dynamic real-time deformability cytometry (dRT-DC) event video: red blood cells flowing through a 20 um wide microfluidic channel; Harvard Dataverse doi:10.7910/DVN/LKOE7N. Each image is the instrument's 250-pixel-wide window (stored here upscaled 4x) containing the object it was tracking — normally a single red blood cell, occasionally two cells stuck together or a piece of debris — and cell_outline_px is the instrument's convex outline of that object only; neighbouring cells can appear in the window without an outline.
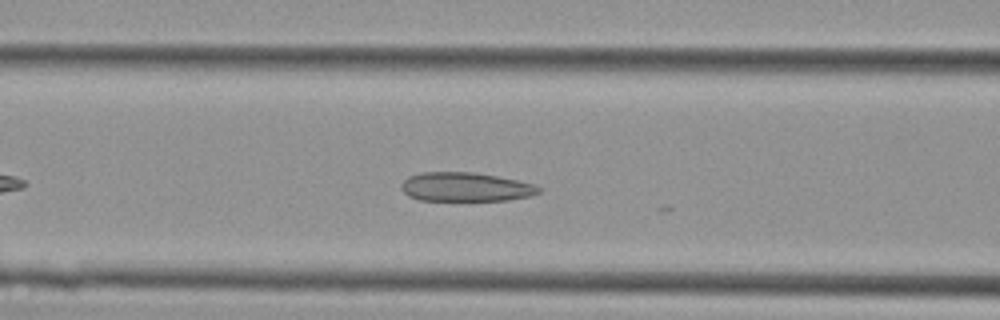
{"species": "Egyptian fruit bat (a non-hibernating species)", "species_latin": "Rousettus aegyptiacus", "temperature_condition": "cold", "stored_images_in_passage": 13, "camera_frame_rate_fps": 3000, "um_per_image_px": 0.085, "animal": {"sex": "female"}, "frame": {"image": 1, "passage_image": 9, "time_ms": 2.667, "image_size_px": [1000, 320], "cell_outline_px": [[544, 188], [540, 192], [532, 196], [508, 200], [420, 200], [408, 196], [400, 188], [400, 184], [408, 176], [420, 172], [472, 172], [496, 176], [516, 180], [532, 184]], "centroid_in_image_um": [39.56, 15.89], "position_along_channel_um": 127.0, "area_um2": 23.29}}
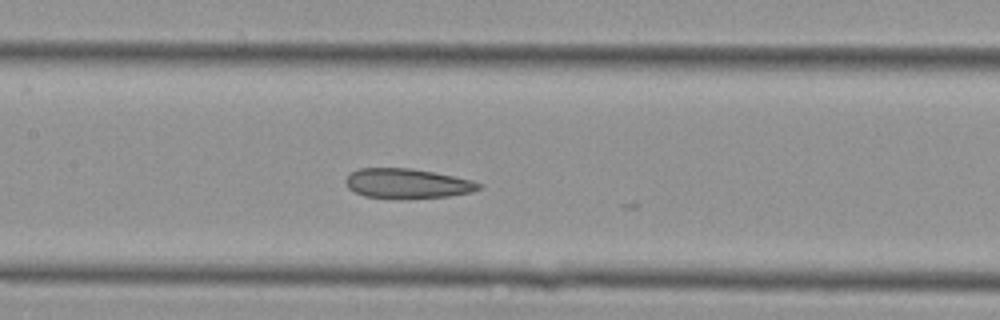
{"frame": {"image": 2, "passage_image": 12, "time_ms": 3.667, "image_size_px": [1000, 320], "cell_outline_px": [[480, 188], [472, 192], [448, 196], [364, 196], [348, 188], [344, 180], [352, 172], [360, 168], [408, 168], [432, 172], [472, 180], [480, 184]], "centroid_in_image_um": [34.59, 15.56], "position_along_channel_um": 172.8, "area_um2": 21.96}}